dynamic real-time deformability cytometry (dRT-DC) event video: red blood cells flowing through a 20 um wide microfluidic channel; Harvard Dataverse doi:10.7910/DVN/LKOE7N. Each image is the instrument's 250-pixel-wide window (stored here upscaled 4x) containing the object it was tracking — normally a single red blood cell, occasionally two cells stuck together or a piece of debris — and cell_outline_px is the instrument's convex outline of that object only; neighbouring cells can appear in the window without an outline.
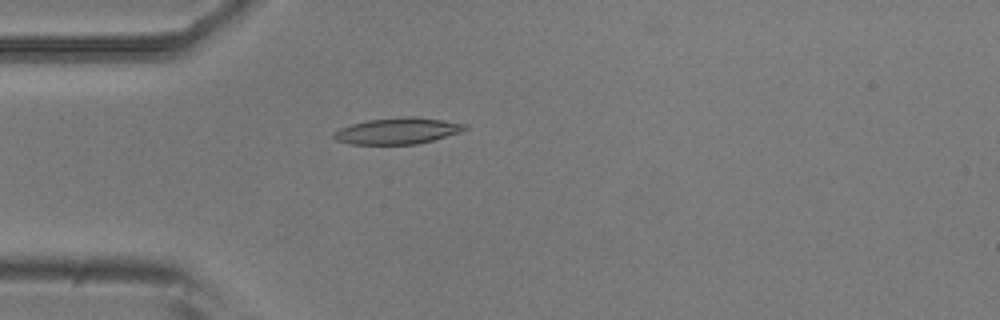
{"species": "common noctule bat (a hibernating species)", "species_latin": "Nyctalus noctula", "temperature_condition": "room temperature", "stored_images_in_passage": 4, "camera_frame_rate_fps": 3000, "um_per_image_px": 0.085, "animal": {"sex": "male", "body_mass_g": 20.5, "forearm_length_mm": 52.5}, "frame": {"image": 1, "passage_image": 4, "time_ms": 1.0, "image_size_px": [1000, 320], "cell_outline_px": [[468, 128], [460, 132], [432, 140], [416, 144], [348, 144], [336, 140], [332, 136], [332, 132], [340, 128], [352, 124], [368, 120], [408, 116], [416, 116], [468, 124]], "centroid_in_image_um": [33.78, 11.12], "position_along_channel_um": 51.2, "area_um2": 20.06}}